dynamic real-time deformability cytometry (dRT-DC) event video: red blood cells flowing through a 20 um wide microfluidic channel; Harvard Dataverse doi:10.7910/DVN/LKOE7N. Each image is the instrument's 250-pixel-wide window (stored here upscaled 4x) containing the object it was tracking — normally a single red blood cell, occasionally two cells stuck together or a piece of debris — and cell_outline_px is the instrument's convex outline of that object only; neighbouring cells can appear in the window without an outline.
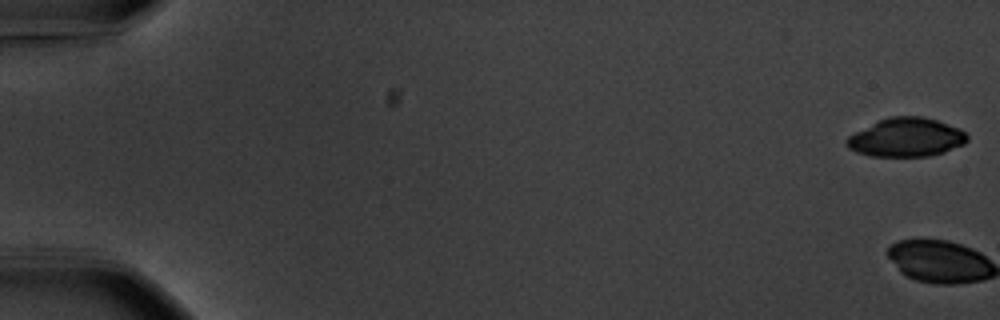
{"species": "common noctule bat (a hibernating species)", "species_latin": "Nyctalus noctula", "temperature_condition": "warm", "stored_images_in_passage": 2, "camera_frame_rate_fps": 3000, "um_per_image_px": 0.085, "animal": {"sex": "male", "body_mass_g": 20.1, "forearm_length_mm": 53.5}, "frame": {"image": 1, "passage_image": 1, "time_ms": 0.0, "image_size_px": [1000, 320], "cell_outline_px": [[968, 140], [964, 144], [944, 152], [928, 156], [868, 156], [856, 152], [848, 148], [844, 144], [844, 140], [848, 136], [888, 116], [924, 116], [960, 128], [968, 136]], "centroid_in_image_um": [77.02, 11.68], "position_along_channel_um": 8.0, "area_um2": 27.22}}